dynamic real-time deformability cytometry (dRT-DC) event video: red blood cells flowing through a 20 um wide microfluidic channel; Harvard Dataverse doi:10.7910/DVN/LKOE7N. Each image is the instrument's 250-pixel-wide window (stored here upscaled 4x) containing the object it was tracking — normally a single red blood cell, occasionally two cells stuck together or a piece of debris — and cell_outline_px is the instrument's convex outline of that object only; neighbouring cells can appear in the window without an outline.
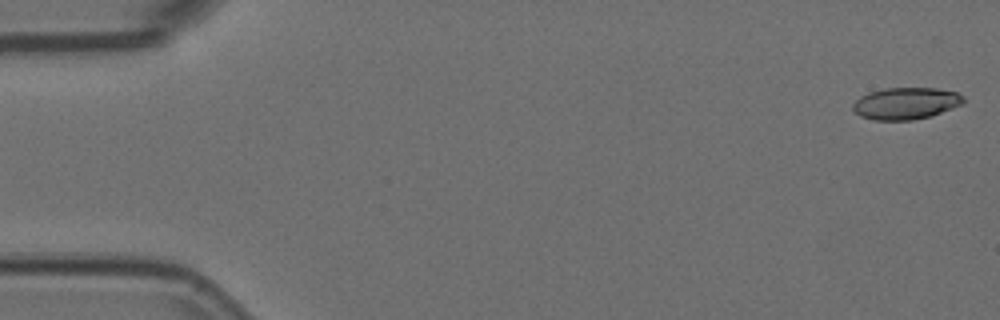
{"species": "Egyptian fruit bat (a non-hibernating species)", "species_latin": "Rousettus aegyptiacus", "temperature_condition": "room temperature", "stored_images_in_passage": 5, "camera_frame_rate_fps": 3000, "um_per_image_px": 0.085, "animal": {"sex": "female"}, "frame": {"image": 1, "passage_image": 1, "time_ms": 0.0, "image_size_px": [1000, 320], "cell_outline_px": [[964, 104], [932, 116], [912, 120], [872, 120], [860, 116], [852, 108], [852, 104], [860, 96], [868, 92], [884, 88], [936, 88], [956, 92], [964, 96]], "centroid_in_image_um": [77.0, 8.79], "position_along_channel_um": 8.0, "area_um2": 20.75}}